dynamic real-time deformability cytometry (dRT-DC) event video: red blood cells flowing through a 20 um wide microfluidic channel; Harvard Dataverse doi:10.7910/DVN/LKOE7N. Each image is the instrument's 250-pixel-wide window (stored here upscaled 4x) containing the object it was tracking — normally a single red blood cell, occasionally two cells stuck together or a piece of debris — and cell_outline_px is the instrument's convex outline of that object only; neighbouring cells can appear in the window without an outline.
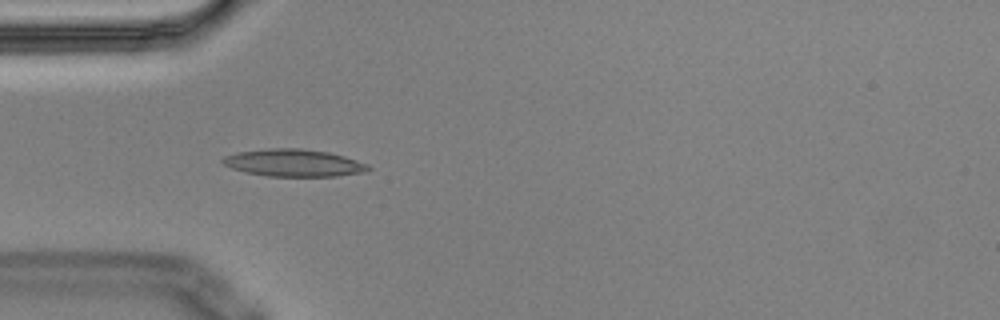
{"species": "Egyptian fruit bat (a non-hibernating species)", "species_latin": "Rousettus aegyptiacus", "temperature_condition": "cold", "stored_images_in_passage": 5, "camera_frame_rate_fps": 3000, "um_per_image_px": 0.085, "animal": {"sex": "male"}, "frame": {"image": 1, "passage_image": 4, "time_ms": 1.0, "image_size_px": [1000, 320], "cell_outline_px": [[372, 168], [368, 172], [336, 176], [268, 176], [244, 172], [232, 168], [224, 164], [220, 160], [224, 156], [236, 152], [268, 148], [300, 148], [328, 152], [344, 156], [368, 164]], "centroid_in_image_um": [24.97, 13.84], "position_along_channel_um": 60.0, "area_um2": 23.29}}